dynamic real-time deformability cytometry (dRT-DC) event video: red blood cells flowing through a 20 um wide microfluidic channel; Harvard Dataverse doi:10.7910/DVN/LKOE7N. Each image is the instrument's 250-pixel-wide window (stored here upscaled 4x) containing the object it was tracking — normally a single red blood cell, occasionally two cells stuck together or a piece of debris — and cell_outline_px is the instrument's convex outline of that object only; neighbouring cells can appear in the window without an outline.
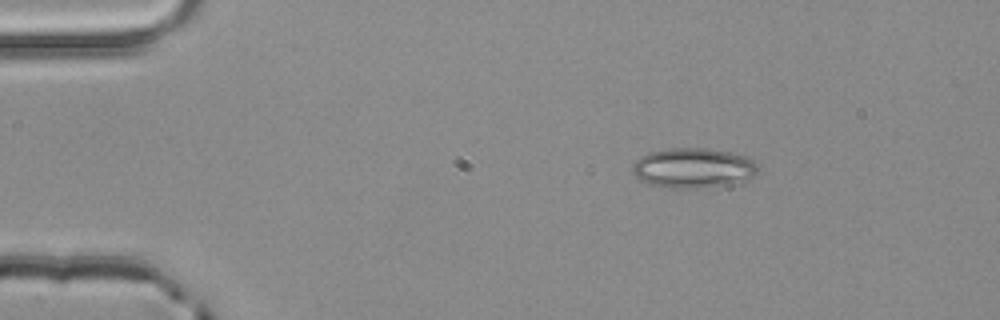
{"species": "common noctule bat (a hibernating species)", "species_latin": "Nyctalus noctula", "temperature_condition": "room temperature", "stored_images_in_passage": 2, "camera_frame_rate_fps": 3000, "um_per_image_px": 0.085, "animal": {"sex": "male", "body_mass_g": 20.4}, "frame": {"image": 1, "passage_image": 1, "time_ms": 0.0, "image_size_px": [1000, 320], "cell_outline_px": [[756, 172], [752, 176], [728, 184], [692, 188], [672, 188], [648, 184], [640, 180], [632, 172], [632, 164], [640, 156], [648, 152], [668, 148], [708, 148], [728, 152], [744, 156], [752, 160], [756, 164]], "centroid_in_image_um": [58.83, 14.26], "position_along_channel_um": 26.2, "area_um2": 28.84}}